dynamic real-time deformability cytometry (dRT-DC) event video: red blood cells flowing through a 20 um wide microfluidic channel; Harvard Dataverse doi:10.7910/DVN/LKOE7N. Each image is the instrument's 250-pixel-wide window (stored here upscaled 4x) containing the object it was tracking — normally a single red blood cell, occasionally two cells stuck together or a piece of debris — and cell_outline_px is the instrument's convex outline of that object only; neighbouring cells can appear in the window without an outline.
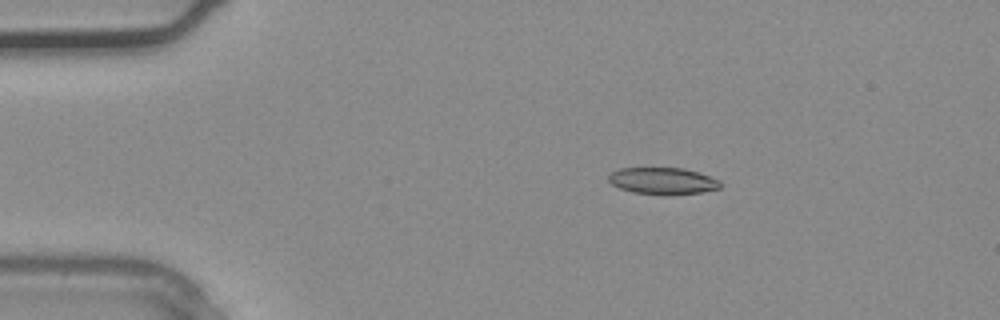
{"species": "common noctule bat (a hibernating species)", "species_latin": "Nyctalus noctula", "temperature_condition": "warm", "stored_images_in_passage": 3, "camera_frame_rate_fps": 3000, "um_per_image_px": 0.085, "animal": {"sex": "male", "body_mass_g": 20.4}, "frame": {"image": 1, "passage_image": 2, "time_ms": 0.333, "image_size_px": [1000, 320], "cell_outline_px": [[724, 184], [720, 188], [704, 192], [668, 196], [664, 196], [632, 192], [620, 188], [612, 184], [608, 180], [608, 176], [612, 172], [620, 168], [684, 168], [720, 180]], "centroid_in_image_um": [56.37, 15.4], "position_along_channel_um": 28.6, "area_um2": 17.74}}